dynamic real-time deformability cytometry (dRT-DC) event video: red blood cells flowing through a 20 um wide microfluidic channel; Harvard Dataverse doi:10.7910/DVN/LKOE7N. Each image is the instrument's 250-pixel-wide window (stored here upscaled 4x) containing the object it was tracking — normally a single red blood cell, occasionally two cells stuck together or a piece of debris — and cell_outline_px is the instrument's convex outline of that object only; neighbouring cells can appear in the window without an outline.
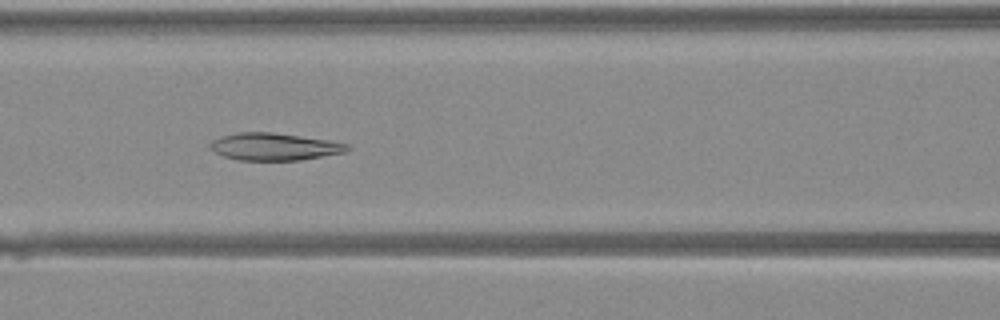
{"species": "Egyptian fruit bat (a non-hibernating species)", "species_latin": "Rousettus aegyptiacus", "temperature_condition": "warm", "stored_images_in_passage": 43, "camera_frame_rate_fps": 3000, "um_per_image_px": 0.085, "animal": {"sex": "female"}, "frame": {"image": 1, "passage_image": 20, "time_ms": 6.333, "image_size_px": [1000, 320], "cell_outline_px": [[352, 148], [344, 152], [300, 160], [240, 160], [224, 156], [216, 152], [204, 144], [220, 136], [240, 132], [272, 132], [328, 140], [348, 144]], "centroid_in_image_um": [23.27, 12.46], "position_along_channel_um": 143.3, "area_um2": 21.79}}
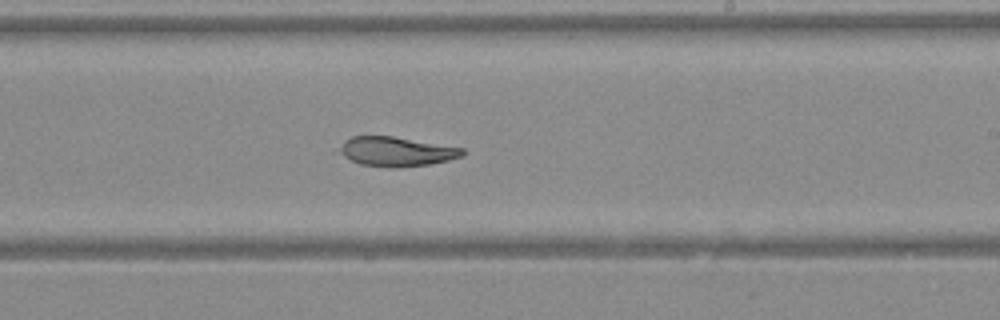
{"frame": {"image": 2, "passage_image": 27, "time_ms": 8.667, "image_size_px": [1000, 320], "cell_outline_px": [[464, 156], [432, 164], [396, 168], [388, 168], [360, 164], [332, 152], [344, 140], [352, 136], [392, 136], [464, 148]], "centroid_in_image_um": [33.6, 12.89], "position_along_channel_um": 255.4, "area_um2": 21.62}}
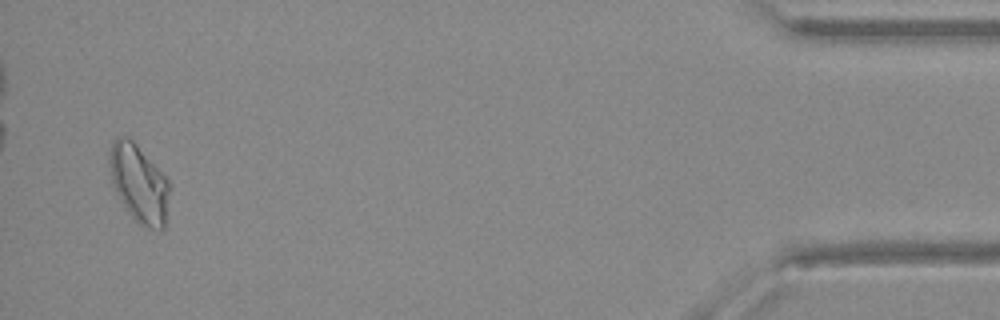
{"frame": {"image": 3, "passage_image": 42, "time_ms": 13.667, "image_size_px": [1000, 320], "cell_outline_px": [[168, 192], [164, 228], [160, 232], [148, 228], [140, 224], [128, 212], [112, 184], [108, 160], [108, 152], [112, 144], [120, 136], [128, 136], [136, 144], [168, 180]], "centroid_in_image_um": [11.78, 15.6], "position_along_channel_um": 423.4, "area_um2": 26.7}}